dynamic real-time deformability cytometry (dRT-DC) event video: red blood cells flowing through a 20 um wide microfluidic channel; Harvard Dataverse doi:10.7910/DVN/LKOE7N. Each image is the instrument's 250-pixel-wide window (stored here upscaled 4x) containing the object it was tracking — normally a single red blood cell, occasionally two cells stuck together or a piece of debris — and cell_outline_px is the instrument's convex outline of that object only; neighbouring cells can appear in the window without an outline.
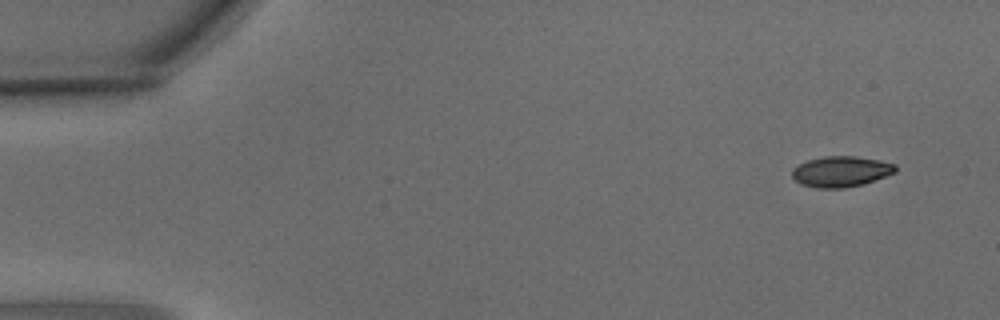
{"species": "common noctule bat (a hibernating species)", "species_latin": "Nyctalus noctula", "temperature_condition": "warm", "stored_images_in_passage": 5, "camera_frame_rate_fps": 3000, "um_per_image_px": 0.085, "animal": {"sex": "male", "body_mass_g": 15.6}, "frame": {"image": 1, "passage_image": 1, "time_ms": 0.0, "image_size_px": [1000, 320], "cell_outline_px": [[896, 172], [864, 184], [844, 188], [816, 188], [800, 184], [792, 176], [792, 168], [808, 160], [824, 156], [856, 156], [896, 164]], "centroid_in_image_um": [71.47, 14.59], "position_along_channel_um": 13.5, "area_um2": 18.44}}
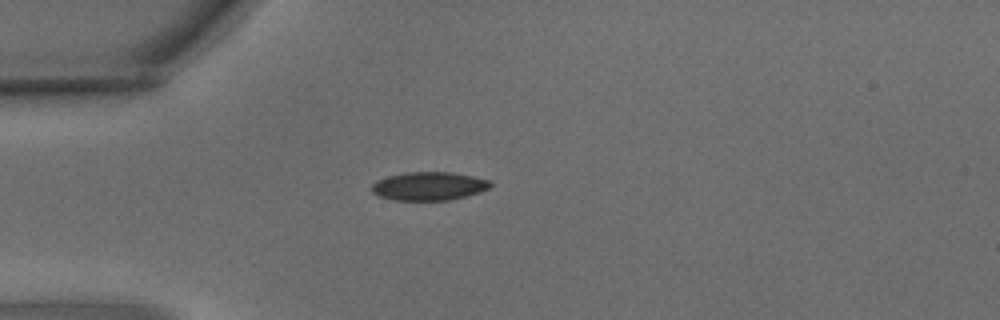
{"frame": {"image": 2, "passage_image": 4, "time_ms": 1.0, "image_size_px": [1000, 320], "cell_outline_px": [[492, 184], [488, 188], [480, 192], [468, 196], [448, 200], [392, 200], [380, 196], [372, 192], [372, 184], [376, 180], [388, 176], [408, 172], [452, 172], [472, 176], [488, 180]], "centroid_in_image_um": [36.45, 15.82], "position_along_channel_um": 48.6, "area_um2": 19.59}}